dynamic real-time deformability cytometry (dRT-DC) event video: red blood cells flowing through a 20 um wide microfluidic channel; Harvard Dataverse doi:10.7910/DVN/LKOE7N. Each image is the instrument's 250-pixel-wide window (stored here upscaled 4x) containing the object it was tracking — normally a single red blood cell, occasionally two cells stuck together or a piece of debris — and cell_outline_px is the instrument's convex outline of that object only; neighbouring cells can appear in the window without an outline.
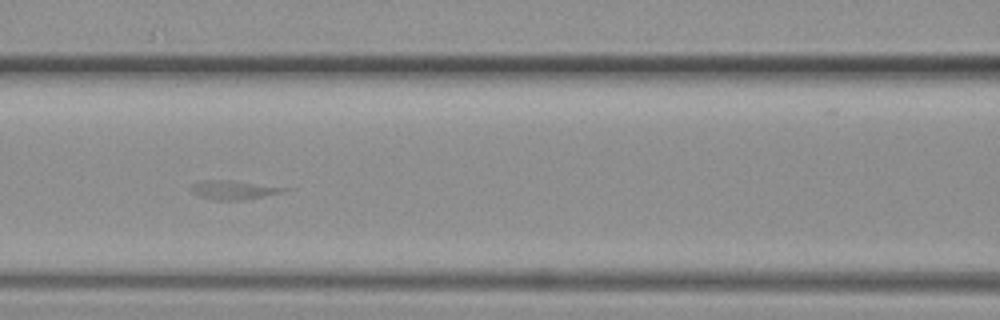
{"species": "common noctule bat (a hibernating species)", "species_latin": "Nyctalus noctula", "temperature_condition": "warm", "stored_images_in_passage": 5, "camera_frame_rate_fps": 3000, "um_per_image_px": 0.085, "animal": {"sex": "female", "body_mass_g": 19.3, "forearm_length_mm": 54.1}, "frame": {"image": 1, "passage_image": 4, "time_ms": 1.0, "image_size_px": [1000, 320], "cell_outline_px": [[292, 188], [280, 192], [264, 196], [240, 200], [216, 200], [200, 196], [192, 192], [192, 184], [200, 180], [232, 180]], "centroid_in_image_um": [19.84, 16.13], "position_along_channel_um": 146.8, "area_um2": 10.12}}
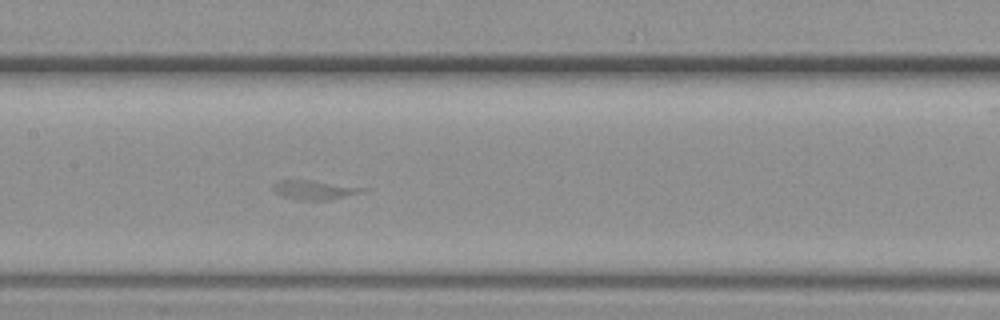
{"frame": {"image": 2, "passage_image": 5, "time_ms": 1.333, "image_size_px": [1000, 320], "cell_outline_px": [[372, 188], [364, 192], [328, 200], [292, 200], [280, 196], [272, 188], [272, 184], [276, 180], [312, 180]], "centroid_in_image_um": [26.72, 16.14], "position_along_channel_um": 180.7, "area_um2": 10.4}}